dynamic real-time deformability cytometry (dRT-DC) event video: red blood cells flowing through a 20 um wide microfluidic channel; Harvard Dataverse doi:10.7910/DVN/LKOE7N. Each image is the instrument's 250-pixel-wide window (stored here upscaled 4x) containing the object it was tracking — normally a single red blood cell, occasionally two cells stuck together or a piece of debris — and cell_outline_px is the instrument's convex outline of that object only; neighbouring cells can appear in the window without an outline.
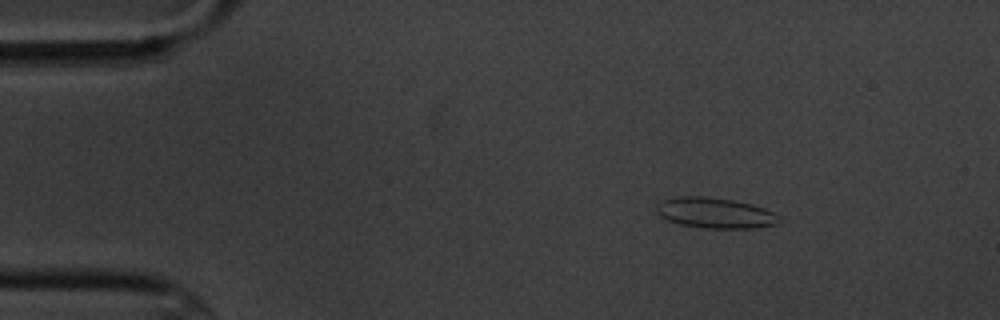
{"species": "common noctule bat (a hibernating species)", "species_latin": "Nyctalus noctula", "temperature_condition": "cold", "stored_images_in_passage": 5, "camera_frame_rate_fps": 3000, "um_per_image_px": 0.085, "animal": {"sex": "male", "body_mass_g": 20.1, "forearm_length_mm": 53.5}, "frame": {"image": 1, "passage_image": 3, "time_ms": 2.333, "image_size_px": [1000, 320], "cell_outline_px": [[784, 220], [776, 224], [756, 228], [704, 228], [680, 224], [664, 220], [656, 212], [656, 204], [664, 200], [676, 196], [704, 196], [732, 200], [752, 204], [764, 208], [780, 216]], "centroid_in_image_um": [60.78, 18.1], "position_along_channel_um": 24.2, "area_um2": 22.08}}